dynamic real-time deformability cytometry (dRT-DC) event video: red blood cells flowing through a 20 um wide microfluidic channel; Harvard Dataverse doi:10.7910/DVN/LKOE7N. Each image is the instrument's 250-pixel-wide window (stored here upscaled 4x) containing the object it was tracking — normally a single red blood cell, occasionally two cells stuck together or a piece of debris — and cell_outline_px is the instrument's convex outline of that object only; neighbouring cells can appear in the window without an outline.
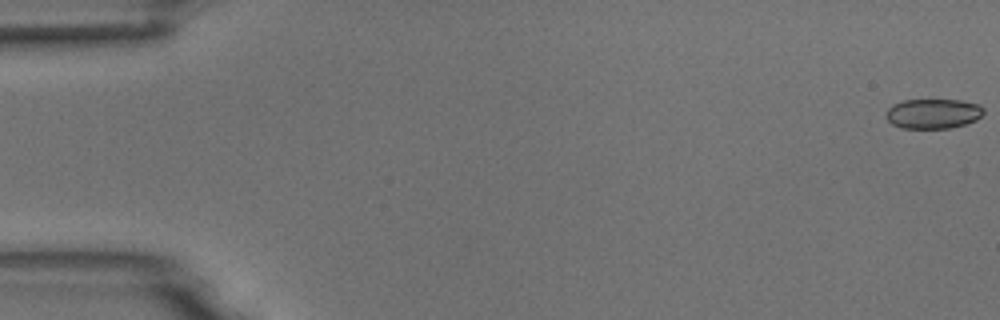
{"species": "common noctule bat (a hibernating species)", "species_latin": "Nyctalus noctula", "temperature_condition": "room temperature", "stored_images_in_passage": 55, "camera_frame_rate_fps": 3000, "um_per_image_px": 0.085, "animal": {"sex": "male", "body_mass_g": 18.8}, "frame": {"image": 1, "passage_image": 1, "time_ms": 0.0, "image_size_px": [1000, 320], "cell_outline_px": [[984, 112], [976, 120], [964, 124], [948, 128], [900, 128], [892, 124], [888, 120], [888, 108], [892, 104], [904, 100], [960, 100], [980, 104], [984, 108]], "centroid_in_image_um": [79.33, 9.65], "position_along_channel_um": 5.7, "area_um2": 16.88}}
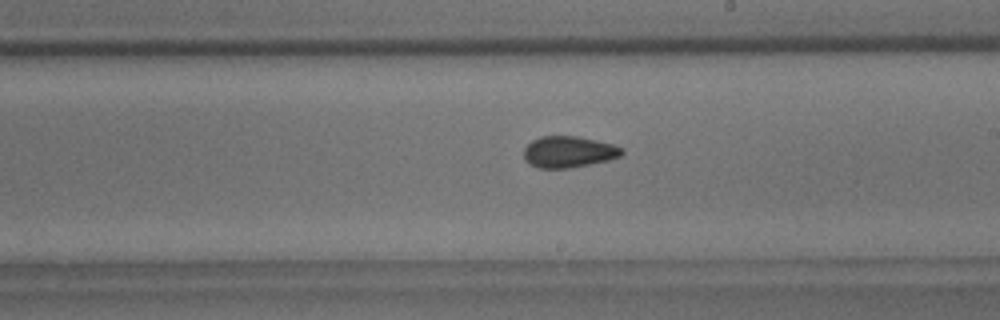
{"frame": {"image": 2, "passage_image": 32, "time_ms": 10.333, "image_size_px": [1000, 320], "cell_outline_px": [[624, 152], [620, 156], [608, 160], [572, 168], [540, 168], [528, 164], [524, 160], [524, 148], [532, 140], [540, 136], [576, 136], [596, 140], [612, 144], [624, 148]], "centroid_in_image_um": [48.32, 12.91], "position_along_channel_um": 240.7, "area_um2": 18.03}}
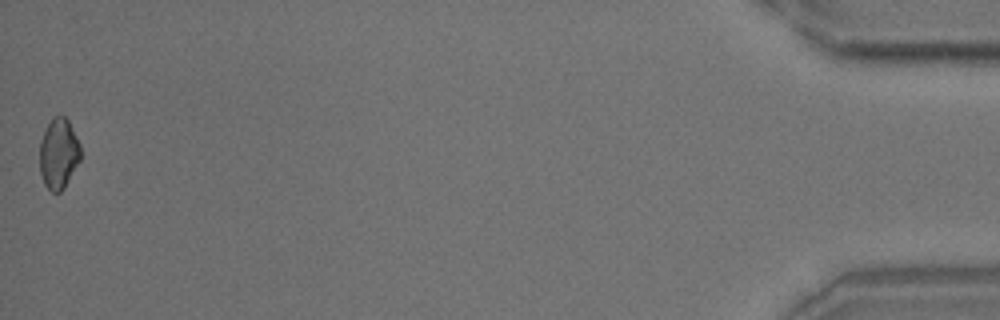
{"frame": {"image": 3, "passage_image": 55, "time_ms": 18.0, "image_size_px": [1000, 320], "cell_outline_px": [[80, 160], [64, 188], [60, 192], [52, 192], [44, 184], [40, 172], [40, 140], [52, 116], [64, 116], [68, 120], [80, 144]], "centroid_in_image_um": [4.98, 13.06], "position_along_channel_um": 430.2, "area_um2": 16.7}, "authors_computed_cell_mechanics": {"area_um2": 17.7446, "velocity_mm_per_s": 3.7137, "shape_relaxation_time_tau1_ms": null, "shape_relaxation_time_tau2_ms": 2.3095, "deformation_change_tau1": null, "deformation_change_tau2": 0.062}}